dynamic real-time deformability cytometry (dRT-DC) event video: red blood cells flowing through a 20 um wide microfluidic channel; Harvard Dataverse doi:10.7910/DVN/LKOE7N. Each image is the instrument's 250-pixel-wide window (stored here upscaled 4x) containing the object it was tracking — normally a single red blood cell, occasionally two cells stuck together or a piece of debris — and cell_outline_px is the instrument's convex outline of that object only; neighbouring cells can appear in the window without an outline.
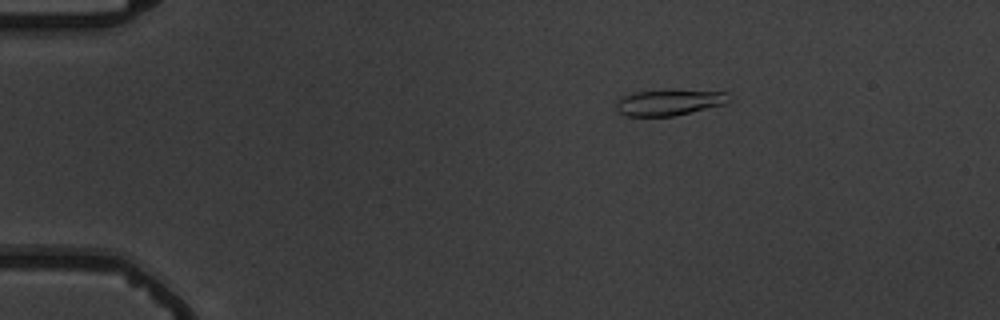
{"species": "common noctule bat (a hibernating species)", "species_latin": "Nyctalus noctula", "temperature_condition": "warm", "stored_images_in_passage": 6, "camera_frame_rate_fps": 3000, "um_per_image_px": 0.085, "animal": {"sex": "male", "body_mass_g": 19.5, "forearm_length_mm": 54.6}, "frame": {"image": 1, "passage_image": 4, "time_ms": 3.333, "image_size_px": [1000, 320], "cell_outline_px": [[728, 100], [724, 104], [672, 116], [628, 116], [616, 112], [616, 104], [620, 96], [636, 92], [728, 92]], "centroid_in_image_um": [56.76, 8.75], "position_along_channel_um": 28.2, "area_um2": 16.13}}